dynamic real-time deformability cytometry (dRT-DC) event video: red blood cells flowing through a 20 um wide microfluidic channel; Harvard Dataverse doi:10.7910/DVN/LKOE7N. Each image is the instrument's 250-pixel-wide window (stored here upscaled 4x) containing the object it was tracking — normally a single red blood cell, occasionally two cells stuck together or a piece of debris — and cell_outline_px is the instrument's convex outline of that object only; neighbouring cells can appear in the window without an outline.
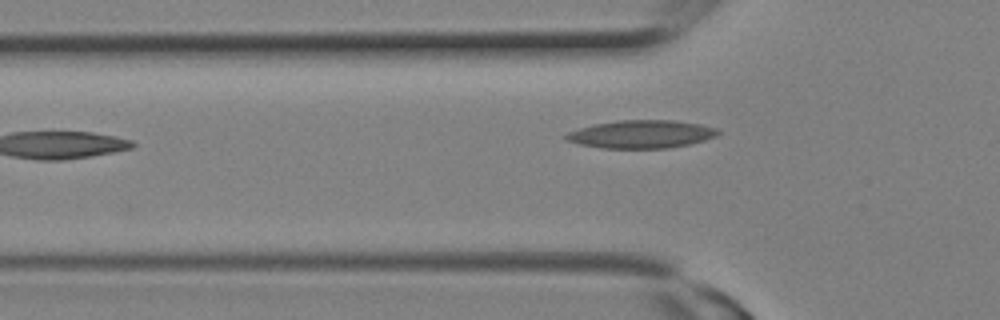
{"species": "Egyptian fruit bat (a non-hibernating species)", "species_latin": "Rousettus aegyptiacus", "temperature_condition": "room temperature", "stored_images_in_passage": 3, "camera_frame_rate_fps": 3000, "um_per_image_px": 0.085, "animal": {"sex": "female"}, "frame": {"image": 1, "passage_image": 3, "time_ms": 0.667, "image_size_px": [1000, 320], "cell_outline_px": [[720, 132], [716, 136], [704, 140], [688, 144], [668, 148], [600, 148], [580, 144], [564, 140], [564, 136], [568, 132], [580, 128], [596, 124], [620, 120], [672, 120], [700, 124], [716, 128]], "centroid_in_image_um": [54.5, 11.41], "position_along_channel_um": 71.3, "area_um2": 24.62}}